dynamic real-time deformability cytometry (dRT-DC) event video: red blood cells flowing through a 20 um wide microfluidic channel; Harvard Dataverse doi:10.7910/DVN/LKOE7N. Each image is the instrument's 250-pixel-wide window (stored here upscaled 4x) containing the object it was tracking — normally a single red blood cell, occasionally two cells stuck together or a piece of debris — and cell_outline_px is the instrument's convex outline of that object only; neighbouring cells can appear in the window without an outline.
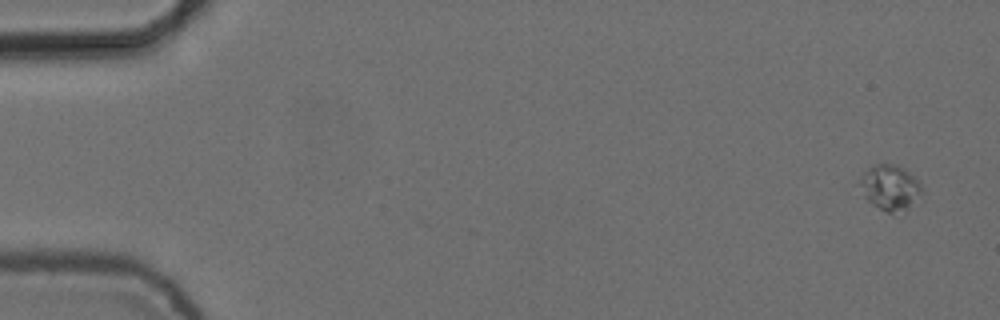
{"species": "common noctule bat (a hibernating species)", "species_latin": "Nyctalus noctula", "temperature_condition": "cold", "stored_images_in_passage": 5, "camera_frame_rate_fps": 3000, "um_per_image_px": 0.085, "animal": {"sex": "female", "body_mass_g": 24.6, "forearm_length_mm": 56.2}, "frame": {"image": 1, "passage_image": 1, "time_ms": 0.0, "image_size_px": [1000, 320], "cell_outline_px": [[920, 192], [904, 208], [892, 212], [888, 212], [872, 204], [864, 196], [860, 184], [860, 176], [872, 164], [896, 164], [904, 168], [916, 176], [920, 184]], "centroid_in_image_um": [75.59, 15.85], "position_along_channel_um": 9.4, "area_um2": 15.66}}